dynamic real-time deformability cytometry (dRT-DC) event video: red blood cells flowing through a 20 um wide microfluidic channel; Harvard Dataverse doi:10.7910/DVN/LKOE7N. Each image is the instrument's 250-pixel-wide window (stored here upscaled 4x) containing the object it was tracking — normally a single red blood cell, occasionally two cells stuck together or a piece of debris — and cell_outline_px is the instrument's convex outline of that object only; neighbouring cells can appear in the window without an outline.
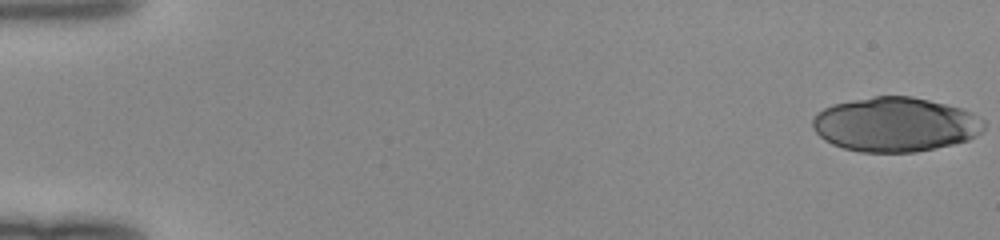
{"species": "human", "species_latin": "Homo sapiens", "temperature_condition": "room temperature", "stored_images_in_passage": 21, "camera_frame_rate_fps": 3000, "um_per_image_px": 0.085, "donor": {"sex": "female"}, "frame": {"image": 1, "passage_image": 1, "time_ms": 0.0, "image_size_px": [1000, 240], "cell_outline_px": [[984, 128], [976, 136], [968, 140], [936, 148], [916, 152], [860, 152], [844, 148], [832, 144], [824, 140], [812, 128], [812, 120], [816, 112], [832, 104], [872, 96], [912, 96], [960, 108], [972, 112], [984, 120]], "centroid_in_image_um": [76.07, 10.58], "position_along_channel_um": 8.9, "area_um2": 54.45}}